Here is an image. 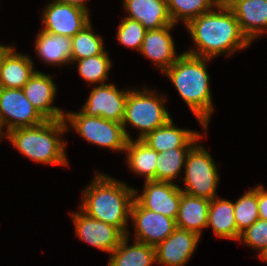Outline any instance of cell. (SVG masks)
<instances>
[{"mask_svg":"<svg viewBox=\"0 0 267 266\" xmlns=\"http://www.w3.org/2000/svg\"><path fill=\"white\" fill-rule=\"evenodd\" d=\"M184 27L195 45L184 52L193 56L213 59L226 54L229 57L251 45L225 2L190 20Z\"/></svg>","mask_w":267,"mask_h":266,"instance_id":"obj_1","label":"cell"},{"mask_svg":"<svg viewBox=\"0 0 267 266\" xmlns=\"http://www.w3.org/2000/svg\"><path fill=\"white\" fill-rule=\"evenodd\" d=\"M135 188L96 171L90 184L82 191L80 210L91 218L117 227L125 236L130 235L128 222Z\"/></svg>","mask_w":267,"mask_h":266,"instance_id":"obj_2","label":"cell"},{"mask_svg":"<svg viewBox=\"0 0 267 266\" xmlns=\"http://www.w3.org/2000/svg\"><path fill=\"white\" fill-rule=\"evenodd\" d=\"M210 60L212 59L183 52L163 73L201 124L205 134L214 111L210 75L207 71Z\"/></svg>","mask_w":267,"mask_h":266,"instance_id":"obj_3","label":"cell"},{"mask_svg":"<svg viewBox=\"0 0 267 266\" xmlns=\"http://www.w3.org/2000/svg\"><path fill=\"white\" fill-rule=\"evenodd\" d=\"M67 131L65 119L46 120L36 126L13 129L2 138L9 140L13 148L36 163L66 167L69 161L63 135Z\"/></svg>","mask_w":267,"mask_h":266,"instance_id":"obj_4","label":"cell"},{"mask_svg":"<svg viewBox=\"0 0 267 266\" xmlns=\"http://www.w3.org/2000/svg\"><path fill=\"white\" fill-rule=\"evenodd\" d=\"M135 87L128 92L125 115L122 121L128 140L133 139L127 128L128 124L138 130L136 139L141 140L146 134L165 125L171 118L166 108L168 95L159 94L146 87ZM164 96V97H163Z\"/></svg>","mask_w":267,"mask_h":266,"instance_id":"obj_5","label":"cell"},{"mask_svg":"<svg viewBox=\"0 0 267 266\" xmlns=\"http://www.w3.org/2000/svg\"><path fill=\"white\" fill-rule=\"evenodd\" d=\"M185 186L181 191L211 201L217 196L219 185L218 167L208 150L197 142L188 152L184 166Z\"/></svg>","mask_w":267,"mask_h":266,"instance_id":"obj_6","label":"cell"},{"mask_svg":"<svg viewBox=\"0 0 267 266\" xmlns=\"http://www.w3.org/2000/svg\"><path fill=\"white\" fill-rule=\"evenodd\" d=\"M67 129L72 128L88 143L124 154L128 138L122 123L102 117L87 116L81 110L65 111ZM70 126V127H69Z\"/></svg>","mask_w":267,"mask_h":266,"instance_id":"obj_7","label":"cell"},{"mask_svg":"<svg viewBox=\"0 0 267 266\" xmlns=\"http://www.w3.org/2000/svg\"><path fill=\"white\" fill-rule=\"evenodd\" d=\"M46 119L29 102L22 89L0 87V134L39 125ZM6 127L4 131L3 128Z\"/></svg>","mask_w":267,"mask_h":266,"instance_id":"obj_8","label":"cell"},{"mask_svg":"<svg viewBox=\"0 0 267 266\" xmlns=\"http://www.w3.org/2000/svg\"><path fill=\"white\" fill-rule=\"evenodd\" d=\"M41 19V30L70 38L91 22L88 11L56 0L44 6Z\"/></svg>","mask_w":267,"mask_h":266,"instance_id":"obj_9","label":"cell"},{"mask_svg":"<svg viewBox=\"0 0 267 266\" xmlns=\"http://www.w3.org/2000/svg\"><path fill=\"white\" fill-rule=\"evenodd\" d=\"M130 90L117 89L113 83L94 86L81 111L87 116L102 117L122 123Z\"/></svg>","mask_w":267,"mask_h":266,"instance_id":"obj_10","label":"cell"},{"mask_svg":"<svg viewBox=\"0 0 267 266\" xmlns=\"http://www.w3.org/2000/svg\"><path fill=\"white\" fill-rule=\"evenodd\" d=\"M130 219L135 228L134 240L152 246L164 241L176 228L173 218L145 209L135 199Z\"/></svg>","mask_w":267,"mask_h":266,"instance_id":"obj_11","label":"cell"},{"mask_svg":"<svg viewBox=\"0 0 267 266\" xmlns=\"http://www.w3.org/2000/svg\"><path fill=\"white\" fill-rule=\"evenodd\" d=\"M138 192L135 189L134 199L143 208L176 219L182 195L176 182L144 180L143 190Z\"/></svg>","mask_w":267,"mask_h":266,"instance_id":"obj_12","label":"cell"},{"mask_svg":"<svg viewBox=\"0 0 267 266\" xmlns=\"http://www.w3.org/2000/svg\"><path fill=\"white\" fill-rule=\"evenodd\" d=\"M70 214L76 237L109 255L125 237L117 227L91 218L81 210Z\"/></svg>","mask_w":267,"mask_h":266,"instance_id":"obj_13","label":"cell"},{"mask_svg":"<svg viewBox=\"0 0 267 266\" xmlns=\"http://www.w3.org/2000/svg\"><path fill=\"white\" fill-rule=\"evenodd\" d=\"M201 236L176 227L173 233L155 246L156 263L162 266H184L195 250Z\"/></svg>","mask_w":267,"mask_h":266,"instance_id":"obj_14","label":"cell"},{"mask_svg":"<svg viewBox=\"0 0 267 266\" xmlns=\"http://www.w3.org/2000/svg\"><path fill=\"white\" fill-rule=\"evenodd\" d=\"M22 90L29 102L46 120L65 118L66 112L54 105L57 87L51 75L36 70Z\"/></svg>","mask_w":267,"mask_h":266,"instance_id":"obj_15","label":"cell"},{"mask_svg":"<svg viewBox=\"0 0 267 266\" xmlns=\"http://www.w3.org/2000/svg\"><path fill=\"white\" fill-rule=\"evenodd\" d=\"M175 25L146 31L139 53L149 59L162 74L182 55L177 53L171 31Z\"/></svg>","mask_w":267,"mask_h":266,"instance_id":"obj_16","label":"cell"},{"mask_svg":"<svg viewBox=\"0 0 267 266\" xmlns=\"http://www.w3.org/2000/svg\"><path fill=\"white\" fill-rule=\"evenodd\" d=\"M238 20L241 31L253 43L267 33V0H224Z\"/></svg>","mask_w":267,"mask_h":266,"instance_id":"obj_17","label":"cell"},{"mask_svg":"<svg viewBox=\"0 0 267 266\" xmlns=\"http://www.w3.org/2000/svg\"><path fill=\"white\" fill-rule=\"evenodd\" d=\"M203 135L196 130L178 128L170 119L165 125L146 134L141 141L157 153L177 147H193Z\"/></svg>","mask_w":267,"mask_h":266,"instance_id":"obj_18","label":"cell"},{"mask_svg":"<svg viewBox=\"0 0 267 266\" xmlns=\"http://www.w3.org/2000/svg\"><path fill=\"white\" fill-rule=\"evenodd\" d=\"M125 17L138 21L148 30L176 25L168 12L165 0H122Z\"/></svg>","mask_w":267,"mask_h":266,"instance_id":"obj_19","label":"cell"},{"mask_svg":"<svg viewBox=\"0 0 267 266\" xmlns=\"http://www.w3.org/2000/svg\"><path fill=\"white\" fill-rule=\"evenodd\" d=\"M11 46L0 62V87L22 89L34 74V61L29 55L17 52Z\"/></svg>","mask_w":267,"mask_h":266,"instance_id":"obj_20","label":"cell"},{"mask_svg":"<svg viewBox=\"0 0 267 266\" xmlns=\"http://www.w3.org/2000/svg\"><path fill=\"white\" fill-rule=\"evenodd\" d=\"M35 53L48 65H72L71 38L40 30L35 40Z\"/></svg>","mask_w":267,"mask_h":266,"instance_id":"obj_21","label":"cell"},{"mask_svg":"<svg viewBox=\"0 0 267 266\" xmlns=\"http://www.w3.org/2000/svg\"><path fill=\"white\" fill-rule=\"evenodd\" d=\"M210 201L182 192L178 214L175 219L176 227L195 232L201 236L208 224V208Z\"/></svg>","mask_w":267,"mask_h":266,"instance_id":"obj_22","label":"cell"},{"mask_svg":"<svg viewBox=\"0 0 267 266\" xmlns=\"http://www.w3.org/2000/svg\"><path fill=\"white\" fill-rule=\"evenodd\" d=\"M208 227H212L214 234L220 239L238 242L241 234L236 228L234 202L219 196L212 199L208 208Z\"/></svg>","mask_w":267,"mask_h":266,"instance_id":"obj_23","label":"cell"},{"mask_svg":"<svg viewBox=\"0 0 267 266\" xmlns=\"http://www.w3.org/2000/svg\"><path fill=\"white\" fill-rule=\"evenodd\" d=\"M129 237L126 235L110 254L107 266H151L156 263L155 246L135 240L128 244Z\"/></svg>","mask_w":267,"mask_h":266,"instance_id":"obj_24","label":"cell"},{"mask_svg":"<svg viewBox=\"0 0 267 266\" xmlns=\"http://www.w3.org/2000/svg\"><path fill=\"white\" fill-rule=\"evenodd\" d=\"M126 163L135 175L144 176L145 181H156V160L158 153L139 139L128 140Z\"/></svg>","mask_w":267,"mask_h":266,"instance_id":"obj_25","label":"cell"},{"mask_svg":"<svg viewBox=\"0 0 267 266\" xmlns=\"http://www.w3.org/2000/svg\"><path fill=\"white\" fill-rule=\"evenodd\" d=\"M192 147H177L158 153L156 181L174 182L184 172L185 160ZM174 180V181H173Z\"/></svg>","mask_w":267,"mask_h":266,"instance_id":"obj_26","label":"cell"},{"mask_svg":"<svg viewBox=\"0 0 267 266\" xmlns=\"http://www.w3.org/2000/svg\"><path fill=\"white\" fill-rule=\"evenodd\" d=\"M73 63L77 65L79 75L87 81L88 85H103L106 84V80H109L108 75L112 68V61L106 50L93 57L72 61V65Z\"/></svg>","mask_w":267,"mask_h":266,"instance_id":"obj_27","label":"cell"},{"mask_svg":"<svg viewBox=\"0 0 267 266\" xmlns=\"http://www.w3.org/2000/svg\"><path fill=\"white\" fill-rule=\"evenodd\" d=\"M220 0H167L169 15L174 24L184 26L192 19L212 10Z\"/></svg>","mask_w":267,"mask_h":266,"instance_id":"obj_28","label":"cell"},{"mask_svg":"<svg viewBox=\"0 0 267 266\" xmlns=\"http://www.w3.org/2000/svg\"><path fill=\"white\" fill-rule=\"evenodd\" d=\"M72 61L93 57L103 53V37L95 34L92 22L71 38Z\"/></svg>","mask_w":267,"mask_h":266,"instance_id":"obj_29","label":"cell"},{"mask_svg":"<svg viewBox=\"0 0 267 266\" xmlns=\"http://www.w3.org/2000/svg\"><path fill=\"white\" fill-rule=\"evenodd\" d=\"M234 216L236 228L240 234L259 219L258 184L234 202Z\"/></svg>","mask_w":267,"mask_h":266,"instance_id":"obj_30","label":"cell"},{"mask_svg":"<svg viewBox=\"0 0 267 266\" xmlns=\"http://www.w3.org/2000/svg\"><path fill=\"white\" fill-rule=\"evenodd\" d=\"M117 29L116 37L121 45L140 51L147 31L141 23L124 16Z\"/></svg>","mask_w":267,"mask_h":266,"instance_id":"obj_31","label":"cell"},{"mask_svg":"<svg viewBox=\"0 0 267 266\" xmlns=\"http://www.w3.org/2000/svg\"><path fill=\"white\" fill-rule=\"evenodd\" d=\"M238 242L255 249L258 255L267 248V221L258 219L241 233Z\"/></svg>","mask_w":267,"mask_h":266,"instance_id":"obj_32","label":"cell"},{"mask_svg":"<svg viewBox=\"0 0 267 266\" xmlns=\"http://www.w3.org/2000/svg\"><path fill=\"white\" fill-rule=\"evenodd\" d=\"M258 211L259 219L267 221V190L262 184L258 185Z\"/></svg>","mask_w":267,"mask_h":266,"instance_id":"obj_33","label":"cell"},{"mask_svg":"<svg viewBox=\"0 0 267 266\" xmlns=\"http://www.w3.org/2000/svg\"><path fill=\"white\" fill-rule=\"evenodd\" d=\"M56 1L80 7V8H82V9H84V10L89 12V9H88V7L86 5L87 4V0H56Z\"/></svg>","mask_w":267,"mask_h":266,"instance_id":"obj_34","label":"cell"},{"mask_svg":"<svg viewBox=\"0 0 267 266\" xmlns=\"http://www.w3.org/2000/svg\"><path fill=\"white\" fill-rule=\"evenodd\" d=\"M257 258H260V260L267 263V248H265L261 253H259L257 255Z\"/></svg>","mask_w":267,"mask_h":266,"instance_id":"obj_35","label":"cell"},{"mask_svg":"<svg viewBox=\"0 0 267 266\" xmlns=\"http://www.w3.org/2000/svg\"><path fill=\"white\" fill-rule=\"evenodd\" d=\"M11 47V45H2L0 44V62L4 53Z\"/></svg>","mask_w":267,"mask_h":266,"instance_id":"obj_36","label":"cell"}]
</instances>
